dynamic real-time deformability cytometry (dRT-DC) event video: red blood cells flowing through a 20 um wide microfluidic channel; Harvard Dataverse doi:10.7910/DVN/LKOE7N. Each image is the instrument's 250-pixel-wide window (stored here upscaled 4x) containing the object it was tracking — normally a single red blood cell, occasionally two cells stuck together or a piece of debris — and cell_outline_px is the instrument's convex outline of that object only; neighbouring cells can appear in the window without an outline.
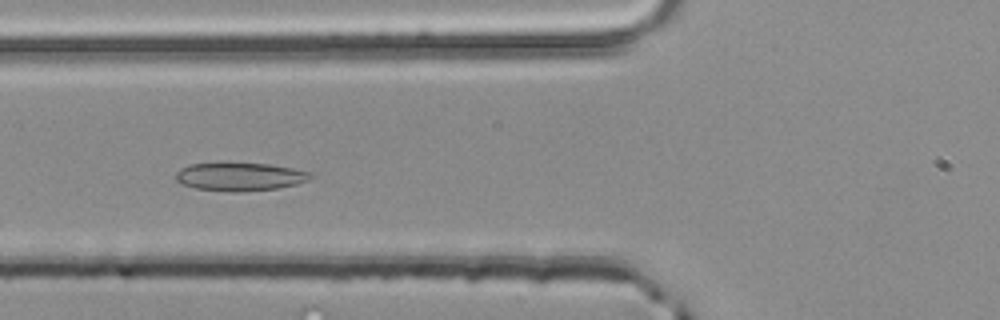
{"species": "common noctule bat (a hibernating species)", "species_latin": "Nyctalus noctula", "temperature_condition": "room temperature", "stored_images_in_passage": 37, "segment_of_instrument_passage": [1, 2], "camera_frame_rate_fps": 3000, "um_per_image_px": 0.085, "animal": {"sex": "male", "body_mass_g": 20.4}, "frame": {"image": 1, "passage_image": 4, "time_ms": 1.0, "image_size_px": [1000, 320], "cell_outline_px": [[312, 176], [308, 180], [296, 184], [276, 188], [240, 192], [228, 192], [196, 188], [184, 184], [176, 180], [176, 172], [180, 168], [188, 164], [220, 160], [228, 160], [268, 164], [292, 168], [312, 172]], "centroid_in_image_um": [20.33, 14.96], "position_along_channel_um": 105.5, "area_um2": 23.06}}
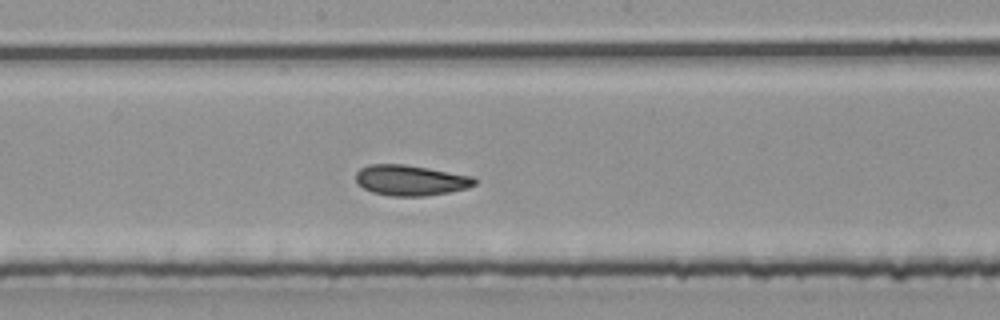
{"frame": {"image": 2, "passage_image": 12, "time_ms": 3.667, "image_size_px": [1000, 320], "cell_outline_px": [[476, 184], [468, 188], [448, 192], [424, 196], [388, 196], [372, 192], [356, 184], [356, 172], [360, 168], [368, 164], [404, 164], [428, 168], [472, 176], [476, 180]], "centroid_in_image_um": [34.86, 15.32], "position_along_channel_um": 213.3, "area_um2": 21.21}}
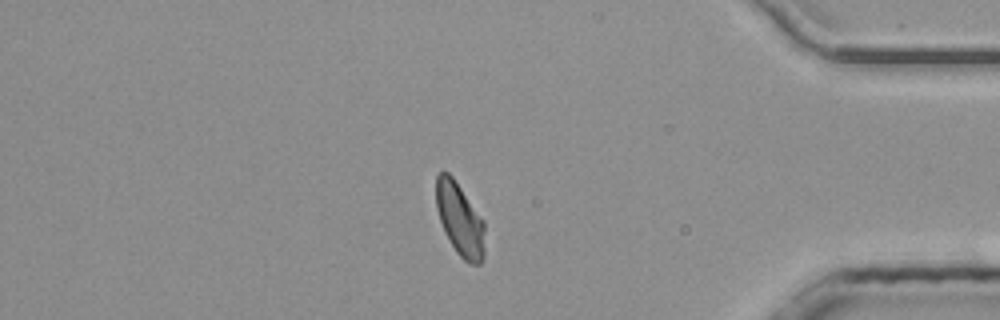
{"frame": {"image": 3, "passage_image": 28, "time_ms": 9.0, "image_size_px": [1000, 320], "cell_outline_px": [[484, 256], [480, 264], [468, 264], [456, 252], [444, 232], [436, 208], [436, 176], [440, 172], [448, 172], [452, 176], [484, 220]], "centroid_in_image_um": [39.09, 18.67], "position_along_channel_um": 396.1, "area_um2": 20.69}}